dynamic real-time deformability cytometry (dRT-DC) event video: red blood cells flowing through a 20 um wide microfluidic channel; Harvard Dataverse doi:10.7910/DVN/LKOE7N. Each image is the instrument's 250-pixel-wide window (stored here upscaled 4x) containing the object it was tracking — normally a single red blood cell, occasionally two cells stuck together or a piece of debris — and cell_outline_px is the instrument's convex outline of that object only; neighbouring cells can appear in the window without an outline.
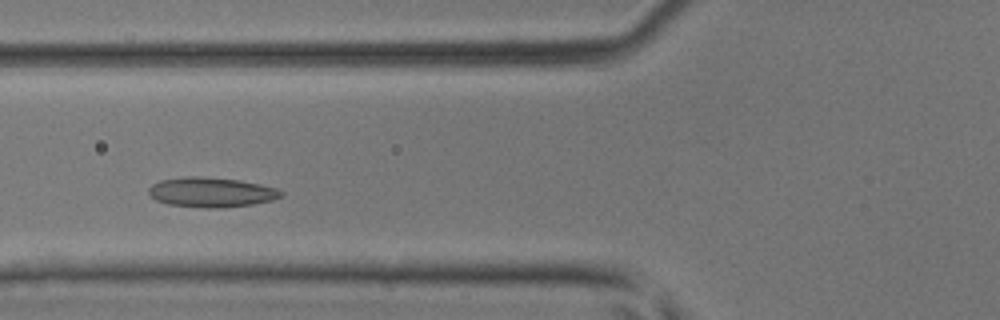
{"species": "common noctule bat (a hibernating species)", "species_latin": "Nyctalus noctula", "temperature_condition": "room temperature", "stored_images_in_passage": 40, "camera_frame_rate_fps": 3000, "um_per_image_px": 0.085, "animal": {"sex": "male", "body_mass_g": 17.9, "forearm_length_mm": 54.2}, "frame": {"image": 1, "passage_image": 11, "time_ms": 3.333, "image_size_px": [1000, 320], "cell_outline_px": [[284, 192], [280, 196], [272, 200], [252, 204], [224, 208], [204, 208], [168, 204], [156, 200], [148, 192], [148, 188], [152, 184], [160, 180], [184, 176], [200, 176], [240, 180], [260, 184], [276, 188]], "centroid_in_image_um": [17.94, 16.34], "position_along_channel_um": 107.9, "area_um2": 23.06}}
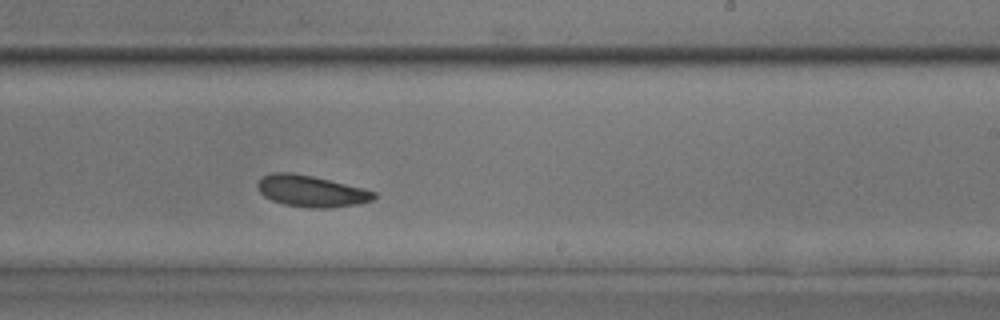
{"frame": {"image": 2, "passage_image": 22, "time_ms": 7.0, "image_size_px": [1000, 320], "cell_outline_px": [[376, 196], [372, 200], [360, 204], [328, 208], [308, 208], [284, 204], [272, 200], [264, 196], [256, 188], [256, 184], [260, 176], [268, 172], [292, 172], [312, 176], [364, 188], [376, 192]], "centroid_in_image_um": [26.41, 16.23], "position_along_channel_um": 262.6, "area_um2": 21.62}}
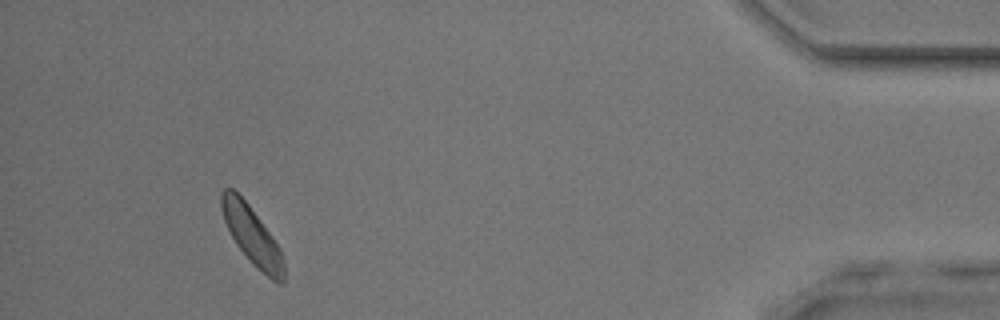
{"frame": {"image": 3, "passage_image": 37, "time_ms": 12.0, "image_size_px": [1000, 320], "cell_outline_px": [[284, 280], [280, 284], [272, 280], [252, 264], [236, 244], [224, 220], [220, 204], [220, 192], [224, 188], [232, 188], [248, 204], [272, 236], [280, 252], [284, 264]], "centroid_in_image_um": [21.39, 20.01], "position_along_channel_um": 413.8, "area_um2": 20.63}}